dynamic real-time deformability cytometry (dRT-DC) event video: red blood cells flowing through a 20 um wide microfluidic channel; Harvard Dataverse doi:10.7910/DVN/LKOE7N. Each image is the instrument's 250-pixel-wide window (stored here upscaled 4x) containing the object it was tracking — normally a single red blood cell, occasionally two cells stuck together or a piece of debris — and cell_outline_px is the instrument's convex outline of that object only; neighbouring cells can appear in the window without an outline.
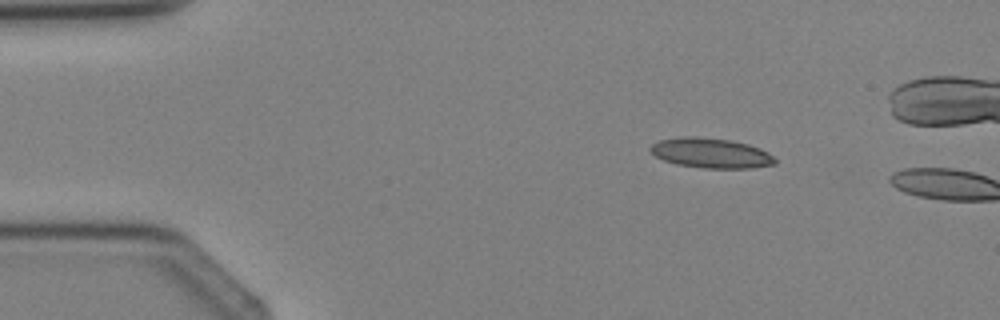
{"species": "Egyptian fruit bat (a non-hibernating species)", "species_latin": "Rousettus aegyptiacus", "temperature_condition": "cold", "stored_images_in_passage": 2, "camera_frame_rate_fps": 3000, "um_per_image_px": 0.085, "animal": {"sex": "female"}, "frame": {"image": 1, "passage_image": 1, "time_ms": 0.0, "image_size_px": [1000, 320], "cell_outline_px": [[776, 164], [752, 168], [704, 168], [676, 164], [664, 160], [656, 156], [648, 148], [652, 144], [660, 140], [684, 136], [696, 136], [732, 140], [748, 144], [760, 148], [768, 152], [776, 160]], "centroid_in_image_um": [60.44, 13.0], "position_along_channel_um": 24.6, "area_um2": 21.79}}